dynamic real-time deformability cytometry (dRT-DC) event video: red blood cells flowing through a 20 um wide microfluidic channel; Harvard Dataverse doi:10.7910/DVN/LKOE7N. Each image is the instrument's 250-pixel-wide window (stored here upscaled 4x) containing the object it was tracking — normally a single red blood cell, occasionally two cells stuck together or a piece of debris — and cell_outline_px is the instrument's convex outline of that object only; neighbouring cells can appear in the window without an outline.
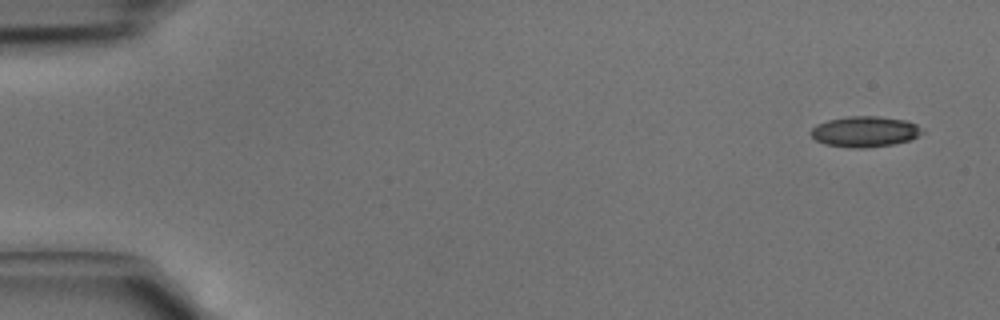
{"species": "common noctule bat (a hibernating species)", "species_latin": "Nyctalus noctula", "temperature_condition": "cold", "stored_images_in_passage": 3, "camera_frame_rate_fps": 3000, "um_per_image_px": 0.085, "animal": {"sex": "male", "body_mass_g": 15.6}, "frame": {"image": 1, "passage_image": 1, "time_ms": 0.0, "image_size_px": [1000, 320], "cell_outline_px": [[924, 132], [912, 140], [892, 144], [864, 148], [852, 148], [824, 144], [816, 140], [808, 132], [816, 124], [828, 120], [848, 116], [876, 116], [904, 120], [916, 124]], "centroid_in_image_um": [73.49, 11.19], "position_along_channel_um": 11.5, "area_um2": 19.94}}